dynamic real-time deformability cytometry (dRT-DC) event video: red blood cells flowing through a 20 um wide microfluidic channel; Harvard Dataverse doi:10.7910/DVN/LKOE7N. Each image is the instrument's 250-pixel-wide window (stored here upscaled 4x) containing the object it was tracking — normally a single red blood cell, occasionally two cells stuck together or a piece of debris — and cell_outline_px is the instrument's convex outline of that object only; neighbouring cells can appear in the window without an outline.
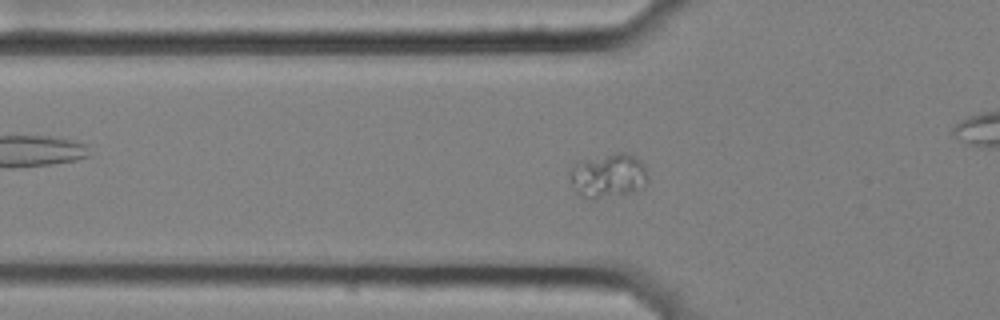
{"species": "common noctule bat (a hibernating species)", "species_latin": "Nyctalus noctula", "temperature_condition": "cold", "stored_images_in_passage": 52, "camera_frame_rate_fps": 3000, "um_per_image_px": 0.085, "animal": {"sex": "female", "body_mass_g": 25.1}, "frame": {"image": 1, "passage_image": 13, "time_ms": 4.0, "image_size_px": [1000, 320], "cell_outline_px": [[648, 180], [632, 192], [592, 200], [576, 192], [568, 176], [568, 172], [576, 164], [584, 160], [616, 152], [624, 152], [636, 156], [644, 164], [648, 176]], "centroid_in_image_um": [51.69, 14.92], "position_along_channel_um": 74.1, "area_um2": 20.0}}
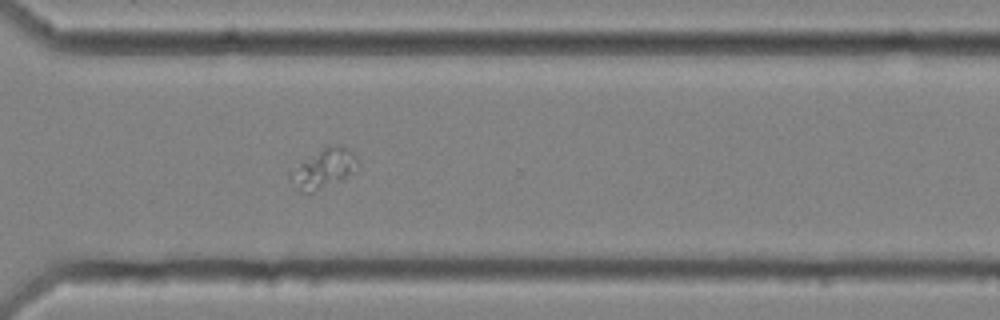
{"frame": {"image": 2, "passage_image": 36, "time_ms": 11.667, "image_size_px": [1000, 320], "cell_outline_px": [[356, 160], [344, 180], [312, 192], [300, 192], [288, 176], [288, 172], [328, 144], [340, 144], [348, 148], [356, 156]], "centroid_in_image_um": [27.46, 14.32], "position_along_channel_um": 343.1, "area_um2": 14.97}}
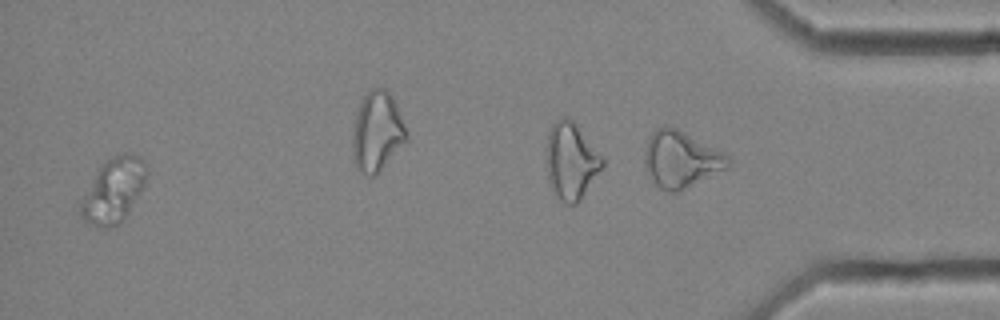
{"frame": {"image": 3, "passage_image": 50, "time_ms": 16.333, "image_size_px": [1000, 320], "cell_outline_px": [[148, 172], [144, 184], [140, 192], [128, 212], [120, 224], [112, 228], [104, 228], [88, 224], [80, 216], [80, 200], [96, 172], [108, 160], [124, 152], [132, 152], [140, 156], [148, 164]], "centroid_in_image_um": [9.66, 16.19], "position_along_channel_um": 425.5, "area_um2": 24.91}}